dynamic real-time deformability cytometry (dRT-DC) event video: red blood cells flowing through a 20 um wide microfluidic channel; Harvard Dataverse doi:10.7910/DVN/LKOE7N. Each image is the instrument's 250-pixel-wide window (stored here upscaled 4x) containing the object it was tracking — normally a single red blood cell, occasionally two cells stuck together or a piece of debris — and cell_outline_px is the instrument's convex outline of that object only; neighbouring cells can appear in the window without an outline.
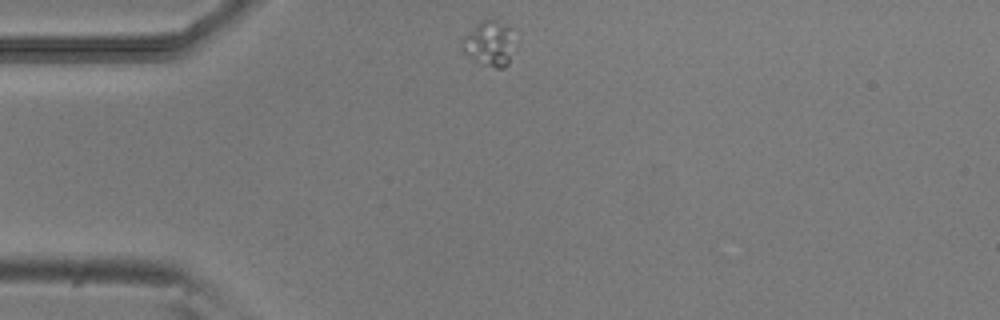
{"species": "common noctule bat (a hibernating species)", "species_latin": "Nyctalus noctula", "temperature_condition": "room temperature", "stored_images_in_passage": 42, "camera_frame_rate_fps": 3000, "um_per_image_px": 0.085, "animal": {"sex": "male", "body_mass_g": 20.5, "forearm_length_mm": 52.5}, "frame": {"image": 1, "passage_image": 1, "time_ms": 0.0, "image_size_px": [1000, 320], "cell_outline_px": [[508, 64], [504, 68], [496, 68], [480, 64], [468, 56], [460, 48], [460, 40], [480, 20], [496, 20], [504, 24], [508, 28]], "centroid_in_image_um": [41.43, 3.72], "position_along_channel_um": 43.6, "area_um2": 13.01}}
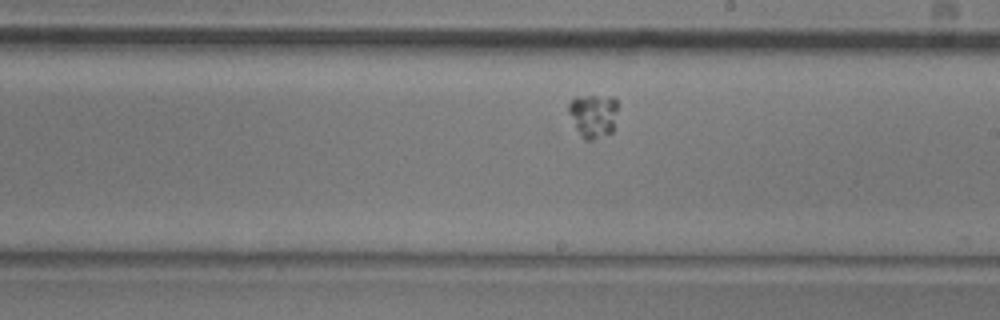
{"frame": {"image": 2, "passage_image": 19, "time_ms": 6.0, "image_size_px": [1000, 320], "cell_outline_px": [[620, 104], [612, 132], [592, 140], [584, 140], [576, 128], [568, 112], [568, 104], [576, 96], [612, 96]], "centroid_in_image_um": [50.46, 9.8], "position_along_channel_um": 238.5, "area_um2": 12.72}}
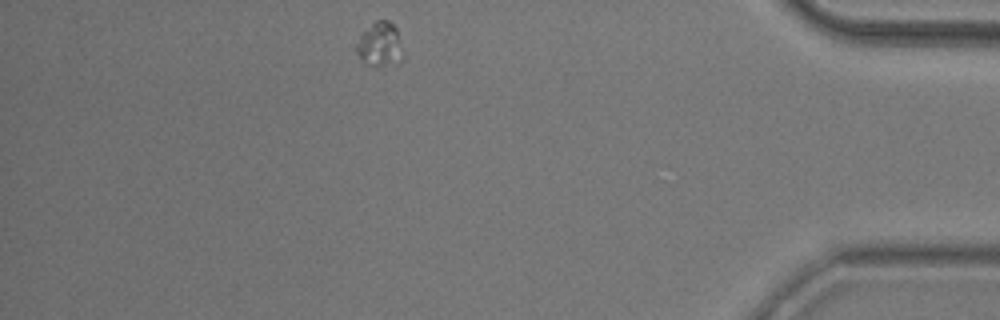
{"frame": {"image": 3, "passage_image": 36, "time_ms": 11.667, "image_size_px": [1000, 320], "cell_outline_px": [[404, 60], [400, 64], [372, 64], [364, 60], [356, 52], [356, 44], [360, 36], [376, 20], [388, 20], [396, 28], [404, 56]], "centroid_in_image_um": [32.35, 3.77], "position_along_channel_um": 402.9, "area_um2": 11.62}}